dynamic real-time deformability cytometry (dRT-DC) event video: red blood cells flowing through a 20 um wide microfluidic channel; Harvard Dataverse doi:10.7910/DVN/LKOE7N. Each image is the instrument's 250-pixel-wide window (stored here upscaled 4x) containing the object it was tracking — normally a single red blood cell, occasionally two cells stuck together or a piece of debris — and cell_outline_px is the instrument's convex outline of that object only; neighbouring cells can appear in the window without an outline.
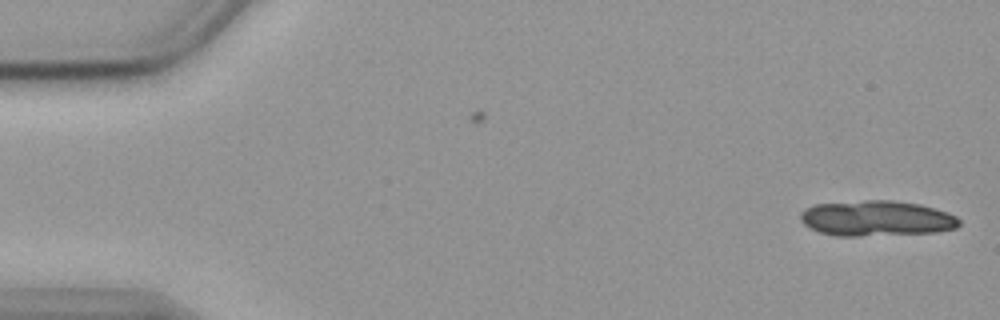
{"species": "common noctule bat (a hibernating species)", "species_latin": "Nyctalus noctula", "temperature_condition": "cold", "stored_images_in_passage": 40, "camera_frame_rate_fps": 3000, "um_per_image_px": 0.085, "animal": {"sex": "female", "body_mass_g": 19.9}, "frame": {"image": 1, "passage_image": 1, "time_ms": 0.0, "image_size_px": [1000, 320], "cell_outline_px": [[960, 224], [956, 228], [936, 232], [860, 236], [836, 236], [820, 232], [808, 228], [800, 220], [800, 212], [804, 208], [812, 204], [864, 200], [892, 200], [920, 204], [948, 212], [956, 216], [960, 220]], "centroid_in_image_um": [74.46, 18.55], "position_along_channel_um": 10.5, "area_um2": 33.18}}
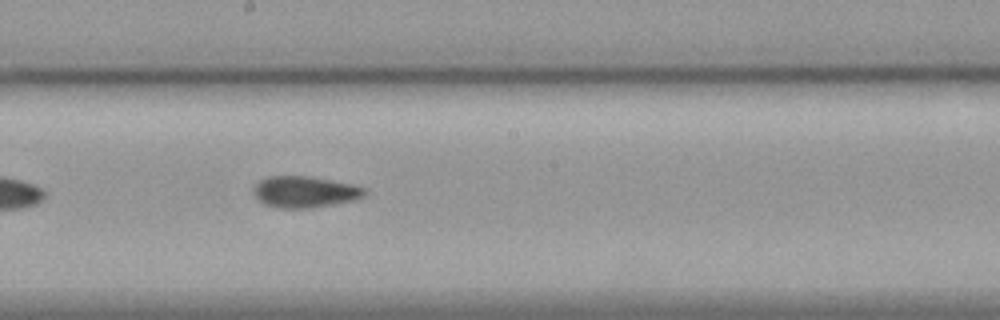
{"frame": {"image": 2, "passage_image": 30, "time_ms": 9.667, "image_size_px": [1000, 320], "cell_outline_px": [[368, 196], [352, 200], [312, 208], [280, 208], [264, 204], [256, 200], [252, 192], [252, 188], [260, 180], [268, 176], [308, 176], [352, 184], [364, 188], [368, 192]], "centroid_in_image_um": [25.88, 16.31], "position_along_channel_um": 222.3, "area_um2": 20.46}}
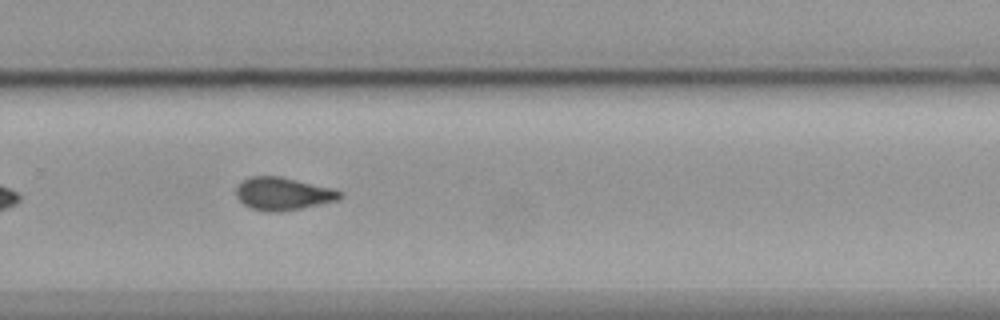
{"frame": {"image": 3, "passage_image": 37, "time_ms": 12.0, "image_size_px": [1000, 320], "cell_outline_px": [[340, 196], [336, 200], [320, 204], [280, 212], [268, 212], [252, 208], [244, 204], [236, 196], [236, 188], [244, 180], [252, 176], [280, 176], [332, 188], [340, 192]], "centroid_in_image_um": [24.02, 16.47], "position_along_channel_um": 305.8, "area_um2": 19.42}}